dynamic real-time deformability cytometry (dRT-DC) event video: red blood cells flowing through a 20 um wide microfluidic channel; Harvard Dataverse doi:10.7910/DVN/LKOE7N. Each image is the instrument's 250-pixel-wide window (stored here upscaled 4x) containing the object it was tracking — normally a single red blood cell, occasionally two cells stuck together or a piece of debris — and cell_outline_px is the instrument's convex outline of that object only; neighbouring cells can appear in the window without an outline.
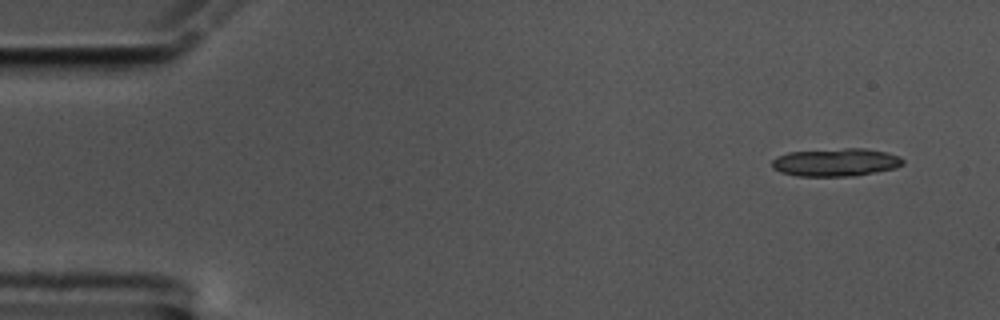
{"species": "common noctule bat (a hibernating species)", "species_latin": "Nyctalus noctula", "temperature_condition": "cold", "stored_images_in_passage": 17, "camera_frame_rate_fps": 3000, "um_per_image_px": 0.085, "animal": {"sex": "male", "body_mass_g": 17.5, "forearm_length_mm": 52.3}, "frame": {"image": 1, "passage_image": 1, "time_ms": 0.0, "image_size_px": [1000, 320], "cell_outline_px": [[904, 164], [896, 168], [856, 176], [796, 176], [780, 172], [772, 168], [772, 160], [776, 156], [788, 152], [844, 148], [864, 148], [884, 152], [900, 156], [904, 160]], "centroid_in_image_um": [71.04, 13.8], "position_along_channel_um": 14.0, "area_um2": 21.5}}
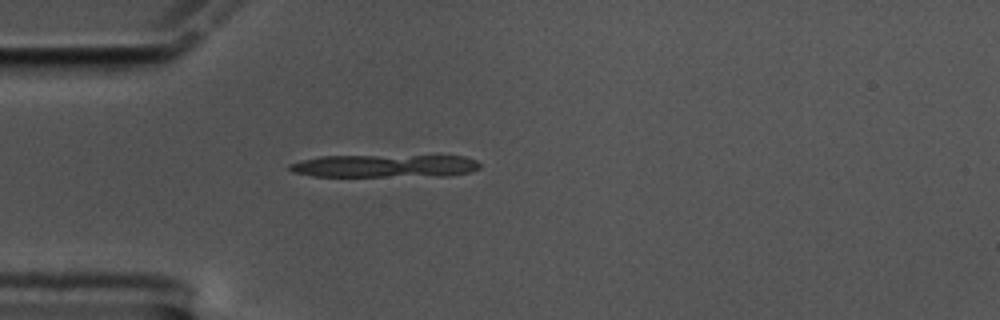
{"frame": {"image": 2, "passage_image": 13, "time_ms": 4.0, "image_size_px": [1000, 320], "cell_outline_px": [[480, 168], [468, 172], [448, 176], [312, 176], [292, 172], [288, 168], [288, 164], [300, 160], [320, 156], [464, 156], [476, 160], [480, 164]], "centroid_in_image_um": [32.67, 14.11], "position_along_channel_um": 52.3, "area_um2": 25.32}}